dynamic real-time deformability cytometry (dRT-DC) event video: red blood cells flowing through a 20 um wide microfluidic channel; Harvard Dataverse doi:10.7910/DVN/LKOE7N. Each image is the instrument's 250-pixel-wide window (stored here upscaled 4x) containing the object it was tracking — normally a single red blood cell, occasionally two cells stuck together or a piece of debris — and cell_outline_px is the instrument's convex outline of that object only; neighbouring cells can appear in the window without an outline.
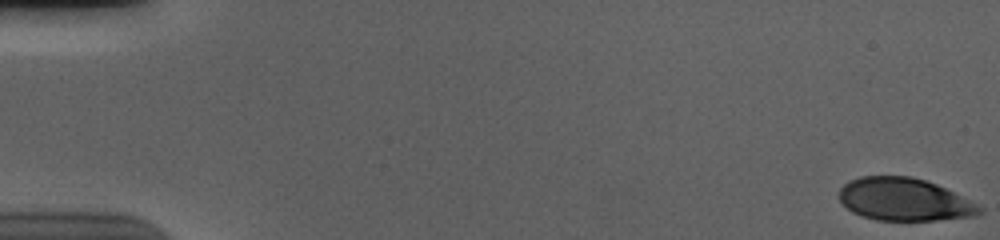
{"species": "human", "species_latin": "Homo sapiens", "temperature_condition": "cold", "stored_images_in_passage": 57, "camera_frame_rate_fps": 3000, "um_per_image_px": 0.085, "donor": {"sex": "male"}, "frame": {"image": 1, "passage_image": 1, "time_ms": 0.0, "image_size_px": [1000, 240], "cell_outline_px": [[984, 212], [972, 216], [936, 220], [876, 220], [860, 216], [852, 212], [840, 200], [840, 188], [848, 180], [860, 176], [912, 176], [936, 184], [984, 208]], "centroid_in_image_um": [76.83, 16.95], "position_along_channel_um": 8.2, "area_um2": 34.68}}
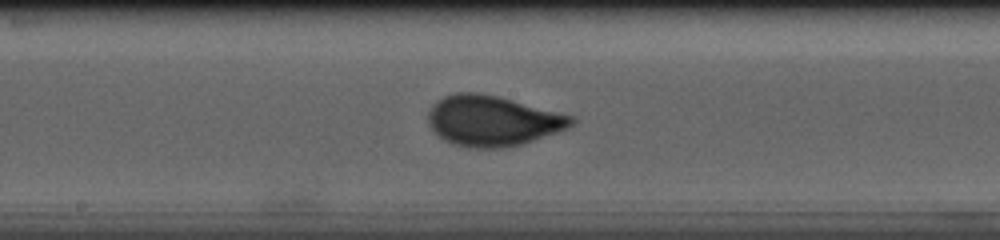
{"frame": {"image": 2, "passage_image": 31, "time_ms": 10.0, "image_size_px": [1000, 240], "cell_outline_px": [[576, 120], [568, 128], [520, 144], [504, 148], [468, 148], [452, 144], [444, 140], [428, 124], [428, 112], [432, 104], [436, 100], [444, 96], [456, 92], [476, 92], [496, 96], [576, 116]], "centroid_in_image_um": [41.84, 10.26], "position_along_channel_um": 206.4, "area_um2": 42.02}}
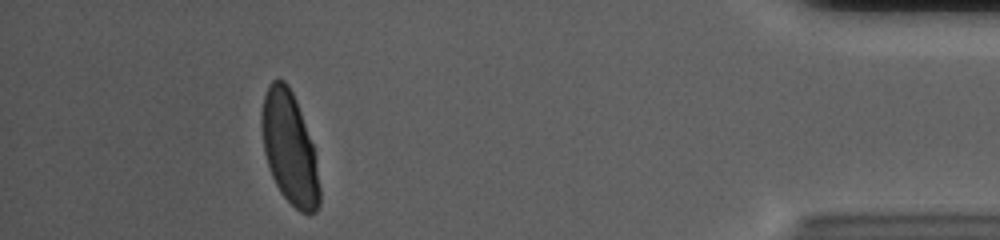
{"frame": {"image": 3, "passage_image": 52, "time_ms": 17.0, "image_size_px": [1000, 240], "cell_outline_px": [[320, 204], [316, 212], [300, 212], [280, 192], [272, 176], [264, 152], [260, 128], [260, 116], [264, 96], [268, 84], [272, 80], [284, 80], [288, 84], [296, 100], [312, 144], [320, 188]], "centroid_in_image_um": [24.58, 12.57], "position_along_channel_um": 410.6, "area_um2": 37.51}, "authors_computed_cell_mechanics": {"area_um2": 38.9572, "velocity_mm_per_s": 3.6744, "shape_relaxation_time_tau1_ms": 4.4689, "shape_relaxation_time_tau2_ms": null, "deformation_change_tau1": 0.1655, "deformation_change_tau2": null}}